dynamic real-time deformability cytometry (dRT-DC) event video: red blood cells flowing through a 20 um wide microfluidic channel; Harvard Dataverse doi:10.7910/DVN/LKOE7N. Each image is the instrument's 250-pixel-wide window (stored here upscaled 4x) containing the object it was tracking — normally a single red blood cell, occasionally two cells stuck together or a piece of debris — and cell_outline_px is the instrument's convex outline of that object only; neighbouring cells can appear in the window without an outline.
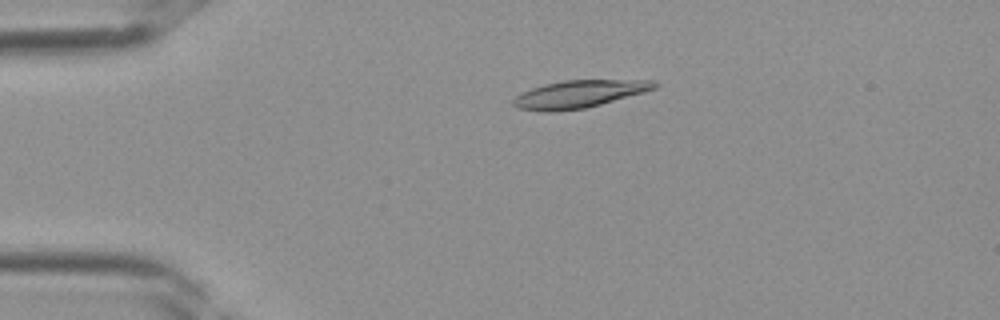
{"species": "Egyptian fruit bat (a non-hibernating species)", "species_latin": "Rousettus aegyptiacus", "temperature_condition": "room temperature", "stored_images_in_passage": 37, "camera_frame_rate_fps": 3000, "um_per_image_px": 0.085, "frame": {"image": 1, "passage_image": 8, "time_ms": 2.333, "image_size_px": [1000, 320], "cell_outline_px": [[660, 84], [656, 88], [644, 92], [600, 104], [584, 108], [556, 112], [544, 112], [516, 108], [512, 104], [512, 100], [516, 96], [532, 88], [544, 84], [564, 80], [652, 80]], "centroid_in_image_um": [49.2, 8.0], "position_along_channel_um": 35.8, "area_um2": 22.6}}
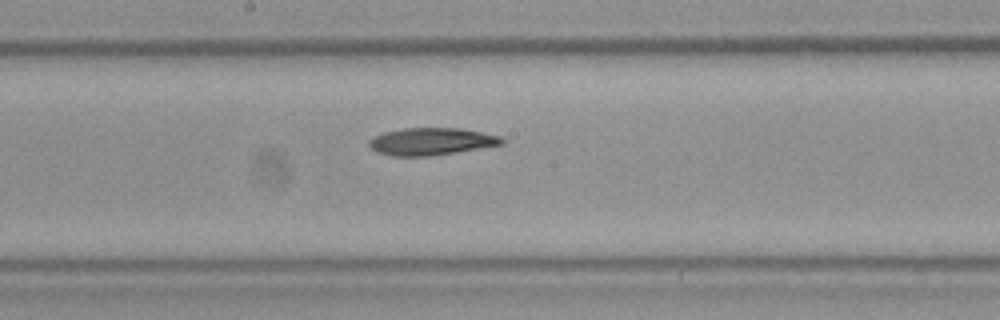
{"frame": {"image": 2, "passage_image": 20, "time_ms": 6.333, "image_size_px": [1000, 320], "cell_outline_px": [[504, 144], [456, 152], [428, 156], [392, 156], [380, 152], [372, 148], [368, 144], [368, 140], [384, 132], [404, 128], [460, 128], [500, 136], [504, 140]], "centroid_in_image_um": [36.67, 12.02], "position_along_channel_um": 211.5, "area_um2": 20.87}}
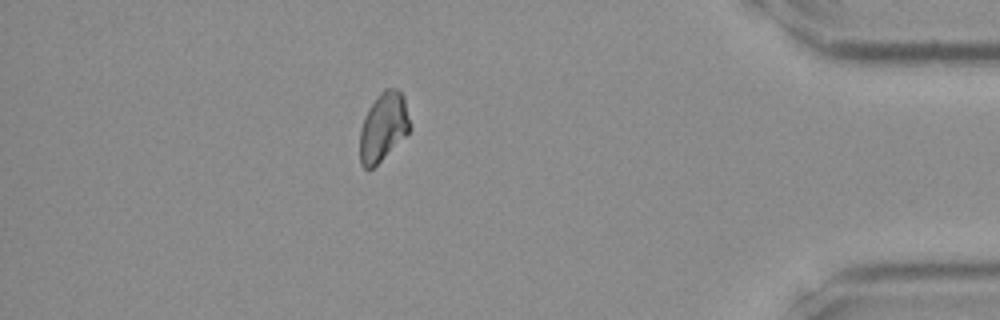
{"frame": {"image": 3, "passage_image": 33, "time_ms": 10.667, "image_size_px": [1000, 320], "cell_outline_px": [[412, 128], [372, 168], [364, 168], [360, 164], [360, 128], [364, 116], [368, 108], [376, 96], [384, 88], [396, 88], [404, 96]], "centroid_in_image_um": [32.57, 10.73], "position_along_channel_um": 402.6, "area_um2": 19.88}}